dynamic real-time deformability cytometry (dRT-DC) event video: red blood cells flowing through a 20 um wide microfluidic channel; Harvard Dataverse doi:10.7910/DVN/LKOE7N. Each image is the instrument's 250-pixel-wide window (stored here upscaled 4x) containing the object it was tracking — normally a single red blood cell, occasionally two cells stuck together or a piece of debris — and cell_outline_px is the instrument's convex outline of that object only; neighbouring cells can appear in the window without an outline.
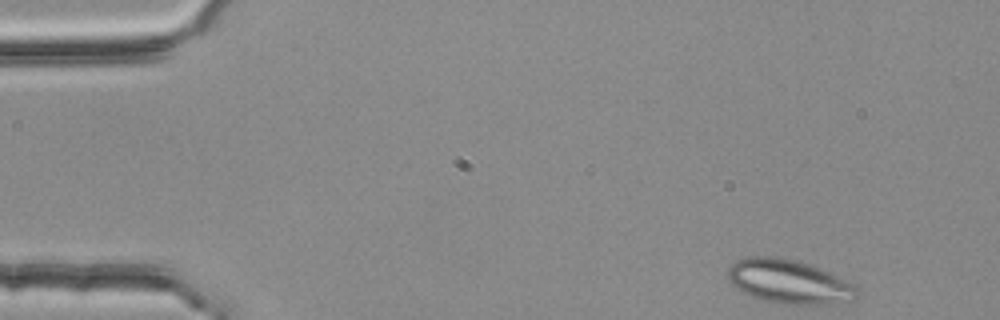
{"species": "common noctule bat (a hibernating species)", "species_latin": "Nyctalus noctula", "temperature_condition": "room temperature", "stored_images_in_passage": 47, "camera_frame_rate_fps": 3000, "um_per_image_px": 0.085, "animal": {"sex": "female", "body_mass_g": 25.1}, "frame": {"image": 1, "passage_image": 1, "time_ms": 0.0, "image_size_px": [1000, 320], "cell_outline_px": [[856, 296], [852, 300], [824, 304], [784, 304], [764, 300], [752, 296], [736, 288], [728, 280], [728, 268], [736, 260], [748, 256], [780, 256], [796, 260], [820, 268], [836, 276], [856, 288]], "centroid_in_image_um": [66.98, 23.92], "position_along_channel_um": 18.0, "area_um2": 32.6}}
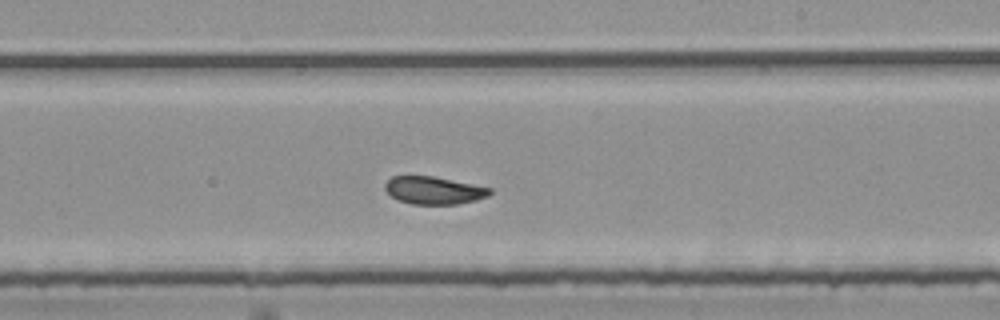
{"frame": {"image": 2, "passage_image": 28, "time_ms": 9.0, "image_size_px": [1000, 320], "cell_outline_px": [[492, 192], [488, 196], [476, 200], [456, 204], [412, 204], [400, 200], [392, 196], [384, 188], [384, 184], [392, 176], [432, 176], [492, 188]], "centroid_in_image_um": [36.88, 16.18], "position_along_channel_um": 252.1, "area_um2": 16.7}}
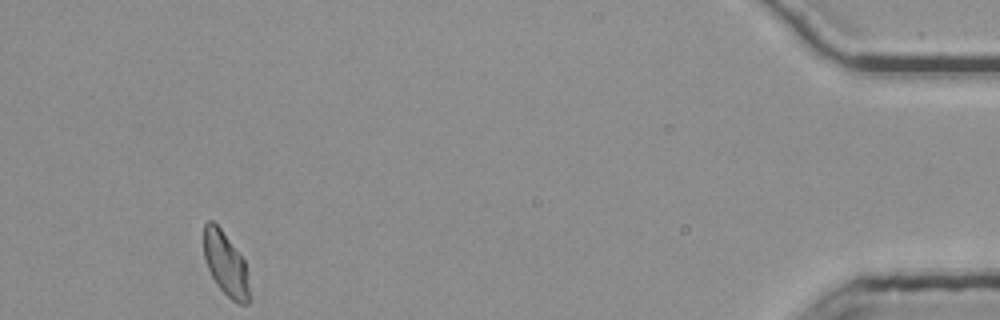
{"frame": {"image": 3, "passage_image": 47, "time_ms": 15.333, "image_size_px": [1000, 320], "cell_outline_px": [[252, 300], [248, 304], [240, 304], [232, 300], [216, 284], [208, 268], [204, 256], [204, 224], [208, 220], [212, 220], [220, 228], [244, 260], [252, 296]], "centroid_in_image_um": [19.21, 22.49], "position_along_channel_um": 416.0, "area_um2": 16.94}, "authors_computed_cell_mechanics": {"area_um2": 17.8024, "velocity_mm_per_s": 3.7538, "shape_relaxation_time_tau1_ms": 6.5301, "shape_relaxation_time_tau2_ms": 1.4248, "deformation_change_tau1": 0.1618, "deformation_change_tau2": 0.0735}}